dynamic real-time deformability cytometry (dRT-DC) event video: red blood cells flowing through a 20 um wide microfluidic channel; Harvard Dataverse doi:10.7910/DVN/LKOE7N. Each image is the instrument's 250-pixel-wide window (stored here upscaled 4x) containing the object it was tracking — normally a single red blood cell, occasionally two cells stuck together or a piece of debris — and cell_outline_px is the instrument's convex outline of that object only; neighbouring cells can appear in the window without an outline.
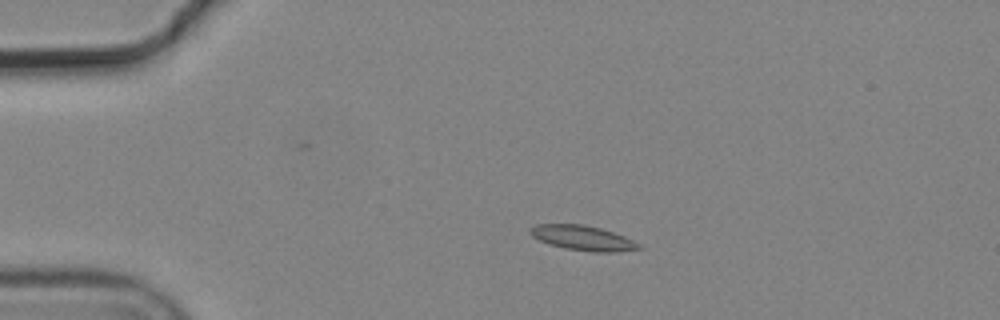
{"species": "common noctule bat (a hibernating species)", "species_latin": "Nyctalus noctula", "temperature_condition": "cold", "stored_images_in_passage": 5, "camera_frame_rate_fps": 3000, "um_per_image_px": 0.085, "animal": {"sex": "male", "body_mass_g": 19.2, "forearm_length_mm": 51.8}, "frame": {"image": 1, "passage_image": 3, "time_ms": 0.667, "image_size_px": [1000, 320], "cell_outline_px": [[644, 248], [616, 252], [592, 252], [564, 248], [548, 244], [532, 236], [528, 232], [536, 224], [584, 224], [600, 228], [624, 236], [640, 244]], "centroid_in_image_um": [49.55, 20.23], "position_along_channel_um": 35.5, "area_um2": 15.72}}
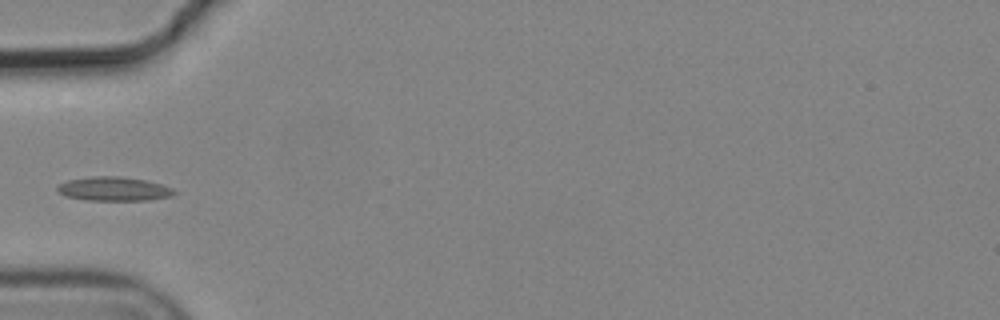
{"frame": {"image": 2, "passage_image": 5, "time_ms": 1.333, "image_size_px": [1000, 320], "cell_outline_px": [[176, 192], [172, 196], [148, 200], [88, 200], [64, 196], [56, 188], [60, 184], [68, 180], [92, 176], [120, 176], [144, 180], [160, 184], [172, 188]], "centroid_in_image_um": [9.67, 16.05], "position_along_channel_um": 75.3, "area_um2": 16.18}}